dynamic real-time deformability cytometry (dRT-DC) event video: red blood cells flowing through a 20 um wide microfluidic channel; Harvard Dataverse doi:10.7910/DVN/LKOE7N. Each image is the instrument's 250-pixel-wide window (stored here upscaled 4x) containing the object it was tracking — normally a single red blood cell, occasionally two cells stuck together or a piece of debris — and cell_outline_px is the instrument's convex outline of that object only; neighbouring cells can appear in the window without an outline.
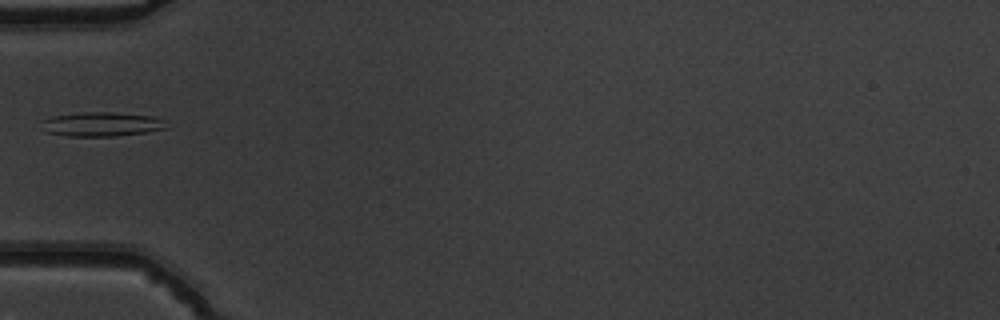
{"species": "common noctule bat (a hibernating species)", "species_latin": "Nyctalus noctula", "temperature_condition": "warm", "stored_images_in_passage": 21, "camera_frame_rate_fps": 3000, "um_per_image_px": 0.085, "animal": {"sex": "male", "body_mass_g": 19.5, "forearm_length_mm": 54.6}, "frame": {"image": 1, "passage_image": 1, "time_ms": 0.0, "image_size_px": [1000, 320], "cell_outline_px": [[168, 128], [148, 132], [116, 136], [68, 136], [48, 132], [40, 120], [52, 116], [84, 112], [108, 112], [152, 116], [168, 120]], "centroid_in_image_um": [8.72, 10.55], "position_along_channel_um": 76.3, "area_um2": 17.69}}
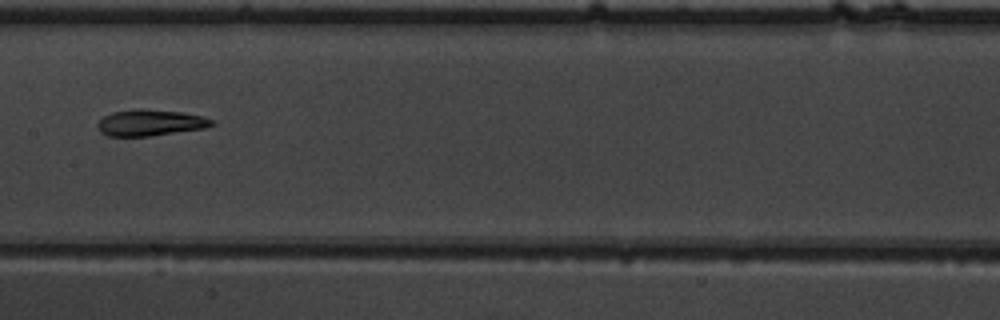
{"frame": {"image": 2, "passage_image": 10, "time_ms": 3.0, "image_size_px": [1000, 320], "cell_outline_px": [[216, 124], [204, 128], [148, 136], [108, 136], [100, 132], [96, 124], [104, 116], [112, 112], [132, 108], [140, 108], [180, 112], [204, 116], [216, 120]], "centroid_in_image_um": [12.78, 10.42], "position_along_channel_um": 194.6, "area_um2": 17.63}}
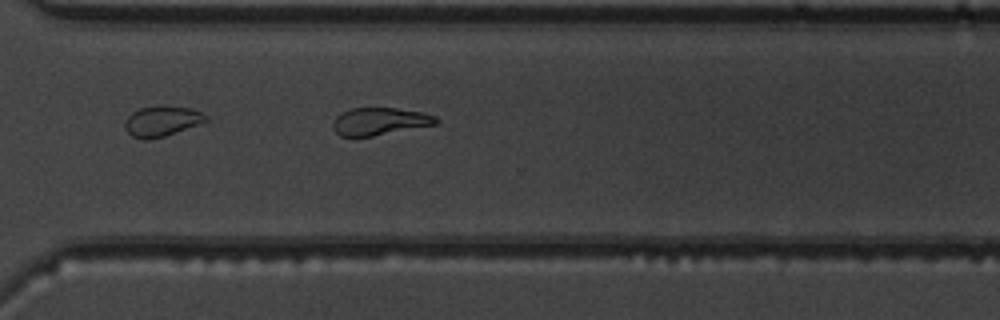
{"frame": {"image": 3, "passage_image": 21, "time_ms": 6.667, "image_size_px": [1000, 320], "cell_outline_px": [[440, 120], [436, 124], [372, 136], [340, 136], [332, 128], [332, 120], [340, 112], [352, 108], [396, 108], [424, 112], [436, 116]], "centroid_in_image_um": [32.26, 10.3], "position_along_channel_um": 338.3, "area_um2": 16.59}}